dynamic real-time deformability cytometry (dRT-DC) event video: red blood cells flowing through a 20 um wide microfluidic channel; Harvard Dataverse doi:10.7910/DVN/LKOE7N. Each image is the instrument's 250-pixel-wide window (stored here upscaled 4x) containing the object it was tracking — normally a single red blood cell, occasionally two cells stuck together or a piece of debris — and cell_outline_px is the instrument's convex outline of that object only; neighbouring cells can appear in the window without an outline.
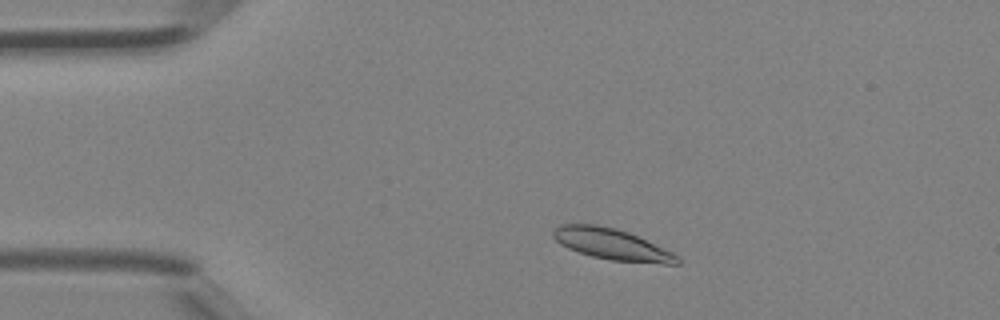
{"species": "Egyptian fruit bat (a non-hibernating species)", "species_latin": "Rousettus aegyptiacus", "temperature_condition": "room temperature", "stored_images_in_passage": 38, "camera_frame_rate_fps": 3000, "um_per_image_px": 0.085, "animal": {"sex": "female"}, "frame": {"image": 1, "passage_image": 5, "time_ms": 1.333, "image_size_px": [1000, 320], "cell_outline_px": [[680, 264], [664, 264], [612, 260], [592, 256], [568, 248], [560, 244], [552, 236], [552, 228], [560, 224], [596, 224], [616, 228], [628, 232], [672, 252], [680, 256]], "centroid_in_image_um": [51.99, 20.75], "position_along_channel_um": 33.0, "area_um2": 22.48}}
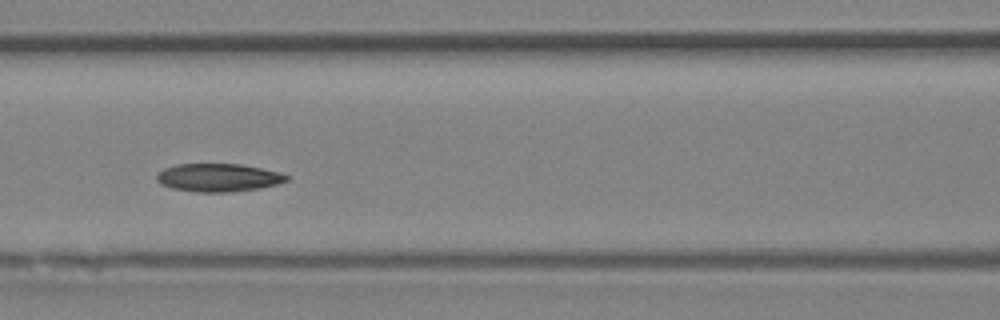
{"frame": {"image": 2, "passage_image": 15, "time_ms": 4.667, "image_size_px": [1000, 320], "cell_outline_px": [[292, 176], [288, 180], [276, 184], [260, 188], [232, 192], [196, 192], [172, 188], [160, 184], [156, 180], [156, 176], [164, 168], [176, 164], [240, 164], [280, 172]], "centroid_in_image_um": [18.57, 15.1], "position_along_channel_um": 148.0, "area_um2": 21.33}}
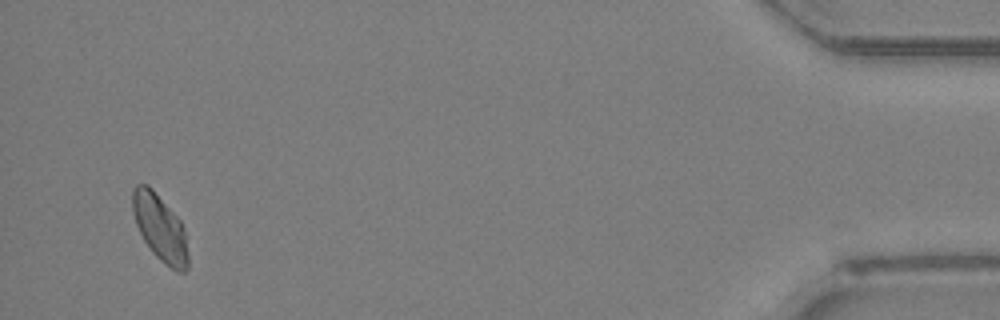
{"frame": {"image": 3, "passage_image": 37, "time_ms": 12.0, "image_size_px": [1000, 320], "cell_outline_px": [[188, 268], [184, 272], [176, 272], [164, 264], [152, 252], [144, 240], [136, 224], [132, 212], [132, 188], [136, 184], [148, 184], [152, 188], [180, 220], [188, 236]], "centroid_in_image_um": [13.62, 19.38], "position_along_channel_um": 421.6, "area_um2": 21.91}}